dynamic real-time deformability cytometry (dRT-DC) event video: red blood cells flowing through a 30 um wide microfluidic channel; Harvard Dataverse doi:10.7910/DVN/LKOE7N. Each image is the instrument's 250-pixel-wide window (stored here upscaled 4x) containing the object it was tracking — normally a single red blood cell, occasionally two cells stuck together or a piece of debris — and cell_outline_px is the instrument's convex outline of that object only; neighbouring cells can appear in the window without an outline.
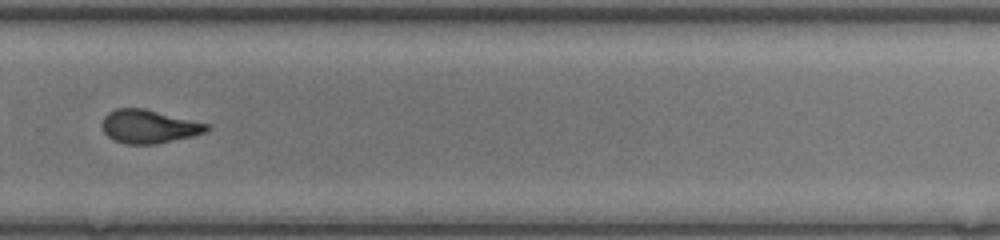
{"species": "common noctule bat (a hibernating species)", "species_latin": "Nyctalus noctula", "temperature_condition": "room temperature", "stored_images_in_passage": 36, "camera_frame_rate_fps": 3000, "um_per_image_px": 0.085, "animal": {"sex": "female", "body_mass_g": 17.0, "forearm_length_mm": 48.0}, "frame": {"image": 1, "passage_image": 21, "time_ms": 6.667, "image_size_px": [1000, 240], "cell_outline_px": [[212, 128], [204, 132], [192, 136], [156, 144], [124, 144], [112, 140], [104, 132], [104, 116], [108, 112], [116, 108], [144, 108], [208, 124]], "centroid_in_image_um": [12.65, 10.76], "position_along_channel_um": 317.2, "area_um2": 20.23}}
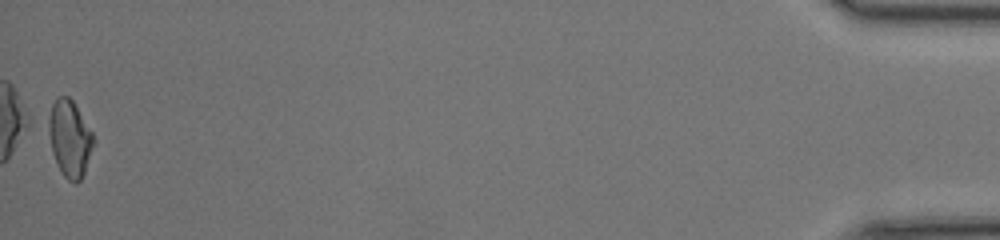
{"frame": {"image": 2, "passage_image": 36, "time_ms": 11.667, "image_size_px": [1000, 240], "cell_outline_px": [[96, 144], [84, 172], [80, 180], [76, 184], [68, 180], [60, 172], [56, 164], [40, 124], [56, 96], [68, 96], [72, 100], [92, 132], [96, 140]], "centroid_in_image_um": [5.81, 11.73], "position_along_channel_um": 429.4, "area_um2": 21.68}, "authors_computed_cell_mechanics": {"area_um2": 20.4901, "velocity_mm_per_s": 4.3133, "shape_relaxation_time_tau1_ms": null, "shape_relaxation_time_tau2_ms": 1.5694, "deformation_change_tau1": null, "deformation_change_tau2": 0.0717}}